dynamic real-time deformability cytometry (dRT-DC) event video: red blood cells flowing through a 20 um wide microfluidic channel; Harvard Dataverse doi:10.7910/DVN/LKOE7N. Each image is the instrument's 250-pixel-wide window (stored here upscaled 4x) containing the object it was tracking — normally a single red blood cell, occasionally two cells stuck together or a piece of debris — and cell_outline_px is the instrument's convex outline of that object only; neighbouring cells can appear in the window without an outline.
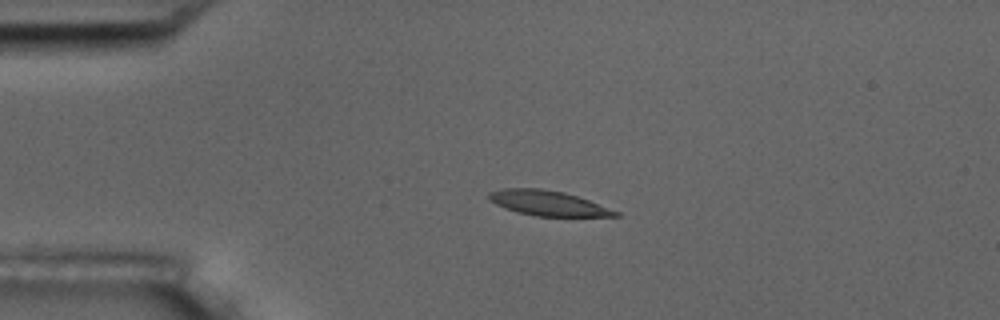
{"species": "common noctule bat (a hibernating species)", "species_latin": "Nyctalus noctula", "temperature_condition": "room temperature", "stored_images_in_passage": 3, "camera_frame_rate_fps": 3000, "um_per_image_px": 0.085, "animal": {"sex": "male", "body_mass_g": 17.5, "forearm_length_mm": 52.3}, "frame": {"image": 1, "passage_image": 2, "time_ms": 0.333, "image_size_px": [1000, 320], "cell_outline_px": [[620, 216], [536, 216], [516, 212], [504, 208], [488, 200], [488, 192], [504, 188], [540, 188], [564, 192], [588, 200], [620, 212]], "centroid_in_image_um": [46.53, 17.26], "position_along_channel_um": 38.5, "area_um2": 18.38}}